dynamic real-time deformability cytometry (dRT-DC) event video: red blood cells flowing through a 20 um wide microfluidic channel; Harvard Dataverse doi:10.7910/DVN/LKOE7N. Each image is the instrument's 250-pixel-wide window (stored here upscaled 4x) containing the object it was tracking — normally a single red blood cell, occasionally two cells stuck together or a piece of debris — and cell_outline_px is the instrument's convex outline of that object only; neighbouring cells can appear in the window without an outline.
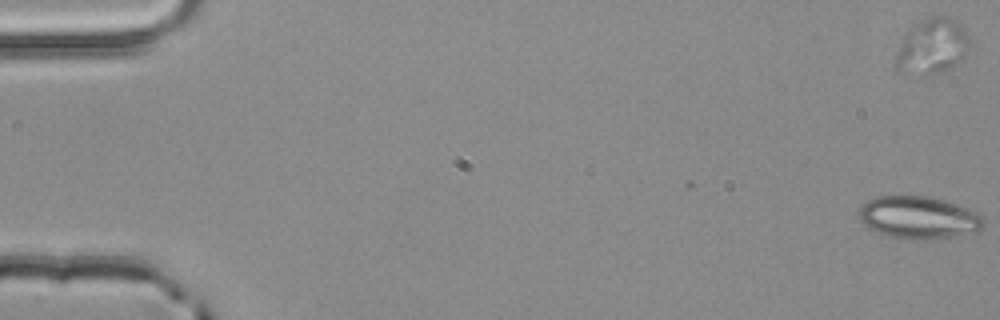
{"species": "common noctule bat (a hibernating species)", "species_latin": "Nyctalus noctula", "temperature_condition": "room temperature", "stored_images_in_passage": 4, "camera_frame_rate_fps": 3000, "um_per_image_px": 0.085, "animal": {"sex": "male", "body_mass_g": 20.4}, "frame": {"image": 1, "passage_image": 1, "time_ms": 0.0, "image_size_px": [1000, 320], "cell_outline_px": [[984, 224], [980, 228], [972, 232], [952, 236], [908, 240], [888, 236], [876, 232], [868, 228], [860, 220], [860, 208], [868, 200], [876, 196], [928, 196], [944, 200], [980, 212], [984, 216]], "centroid_in_image_um": [78.08, 18.48], "position_along_channel_um": 6.9, "area_um2": 30.69}}